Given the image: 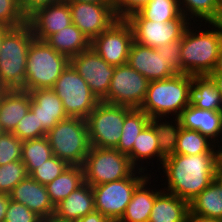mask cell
I'll use <instances>...</instances> for the list:
<instances>
[{
	"label": "cell",
	"mask_w": 222,
	"mask_h": 222,
	"mask_svg": "<svg viewBox=\"0 0 222 222\" xmlns=\"http://www.w3.org/2000/svg\"><path fill=\"white\" fill-rule=\"evenodd\" d=\"M220 162L219 153L174 154L161 165L163 175L167 179L161 184L167 183L166 188L161 189L190 203L214 181L215 171Z\"/></svg>",
	"instance_id": "1"
},
{
	"label": "cell",
	"mask_w": 222,
	"mask_h": 222,
	"mask_svg": "<svg viewBox=\"0 0 222 222\" xmlns=\"http://www.w3.org/2000/svg\"><path fill=\"white\" fill-rule=\"evenodd\" d=\"M210 27L211 30L205 27L204 31L200 25L194 30L192 23L185 30L180 50L182 73L205 76L214 70L222 47V22L208 23Z\"/></svg>",
	"instance_id": "2"
},
{
	"label": "cell",
	"mask_w": 222,
	"mask_h": 222,
	"mask_svg": "<svg viewBox=\"0 0 222 222\" xmlns=\"http://www.w3.org/2000/svg\"><path fill=\"white\" fill-rule=\"evenodd\" d=\"M35 39L28 24L11 28L0 48V90H24L27 52Z\"/></svg>",
	"instance_id": "3"
},
{
	"label": "cell",
	"mask_w": 222,
	"mask_h": 222,
	"mask_svg": "<svg viewBox=\"0 0 222 222\" xmlns=\"http://www.w3.org/2000/svg\"><path fill=\"white\" fill-rule=\"evenodd\" d=\"M192 75L177 73L173 77L151 81L140 109L150 118L178 117L189 105V87Z\"/></svg>",
	"instance_id": "4"
},
{
	"label": "cell",
	"mask_w": 222,
	"mask_h": 222,
	"mask_svg": "<svg viewBox=\"0 0 222 222\" xmlns=\"http://www.w3.org/2000/svg\"><path fill=\"white\" fill-rule=\"evenodd\" d=\"M70 64V58L57 52L46 41L34 39L27 52L24 91L53 88Z\"/></svg>",
	"instance_id": "5"
},
{
	"label": "cell",
	"mask_w": 222,
	"mask_h": 222,
	"mask_svg": "<svg viewBox=\"0 0 222 222\" xmlns=\"http://www.w3.org/2000/svg\"><path fill=\"white\" fill-rule=\"evenodd\" d=\"M54 156L69 166H82L90 150L86 120L68 117L46 133Z\"/></svg>",
	"instance_id": "6"
},
{
	"label": "cell",
	"mask_w": 222,
	"mask_h": 222,
	"mask_svg": "<svg viewBox=\"0 0 222 222\" xmlns=\"http://www.w3.org/2000/svg\"><path fill=\"white\" fill-rule=\"evenodd\" d=\"M84 182L90 186L129 177L136 168L130 158L116 148L90 147L82 165Z\"/></svg>",
	"instance_id": "7"
},
{
	"label": "cell",
	"mask_w": 222,
	"mask_h": 222,
	"mask_svg": "<svg viewBox=\"0 0 222 222\" xmlns=\"http://www.w3.org/2000/svg\"><path fill=\"white\" fill-rule=\"evenodd\" d=\"M148 175L136 169L127 178L93 186L95 211L106 216L111 222H119L136 187Z\"/></svg>",
	"instance_id": "8"
},
{
	"label": "cell",
	"mask_w": 222,
	"mask_h": 222,
	"mask_svg": "<svg viewBox=\"0 0 222 222\" xmlns=\"http://www.w3.org/2000/svg\"><path fill=\"white\" fill-rule=\"evenodd\" d=\"M127 106L100 101L85 119L90 146L115 148L120 140Z\"/></svg>",
	"instance_id": "9"
},
{
	"label": "cell",
	"mask_w": 222,
	"mask_h": 222,
	"mask_svg": "<svg viewBox=\"0 0 222 222\" xmlns=\"http://www.w3.org/2000/svg\"><path fill=\"white\" fill-rule=\"evenodd\" d=\"M52 89L62 100L68 117L86 119L100 102L71 64L61 73Z\"/></svg>",
	"instance_id": "10"
},
{
	"label": "cell",
	"mask_w": 222,
	"mask_h": 222,
	"mask_svg": "<svg viewBox=\"0 0 222 222\" xmlns=\"http://www.w3.org/2000/svg\"><path fill=\"white\" fill-rule=\"evenodd\" d=\"M150 81L128 63L115 66L107 97L103 102L113 105L140 108Z\"/></svg>",
	"instance_id": "11"
},
{
	"label": "cell",
	"mask_w": 222,
	"mask_h": 222,
	"mask_svg": "<svg viewBox=\"0 0 222 222\" xmlns=\"http://www.w3.org/2000/svg\"><path fill=\"white\" fill-rule=\"evenodd\" d=\"M126 20L132 27L134 41L152 48L182 38L185 30L192 23L183 14L169 22H154L135 12Z\"/></svg>",
	"instance_id": "12"
},
{
	"label": "cell",
	"mask_w": 222,
	"mask_h": 222,
	"mask_svg": "<svg viewBox=\"0 0 222 222\" xmlns=\"http://www.w3.org/2000/svg\"><path fill=\"white\" fill-rule=\"evenodd\" d=\"M134 41L133 30L126 19H118L91 41V47L108 64H127Z\"/></svg>",
	"instance_id": "13"
},
{
	"label": "cell",
	"mask_w": 222,
	"mask_h": 222,
	"mask_svg": "<svg viewBox=\"0 0 222 222\" xmlns=\"http://www.w3.org/2000/svg\"><path fill=\"white\" fill-rule=\"evenodd\" d=\"M70 64L87 82L99 101H103L107 97L115 66L103 60L92 47L71 57Z\"/></svg>",
	"instance_id": "14"
},
{
	"label": "cell",
	"mask_w": 222,
	"mask_h": 222,
	"mask_svg": "<svg viewBox=\"0 0 222 222\" xmlns=\"http://www.w3.org/2000/svg\"><path fill=\"white\" fill-rule=\"evenodd\" d=\"M72 23L90 41L99 36L118 20L113 4H96L89 2H68Z\"/></svg>",
	"instance_id": "15"
},
{
	"label": "cell",
	"mask_w": 222,
	"mask_h": 222,
	"mask_svg": "<svg viewBox=\"0 0 222 222\" xmlns=\"http://www.w3.org/2000/svg\"><path fill=\"white\" fill-rule=\"evenodd\" d=\"M128 65L146 79L157 81L173 77L178 72L155 48L133 41L128 55Z\"/></svg>",
	"instance_id": "16"
},
{
	"label": "cell",
	"mask_w": 222,
	"mask_h": 222,
	"mask_svg": "<svg viewBox=\"0 0 222 222\" xmlns=\"http://www.w3.org/2000/svg\"><path fill=\"white\" fill-rule=\"evenodd\" d=\"M35 39L46 41L51 35L72 24L71 11L67 1H61L40 8L27 18Z\"/></svg>",
	"instance_id": "17"
},
{
	"label": "cell",
	"mask_w": 222,
	"mask_h": 222,
	"mask_svg": "<svg viewBox=\"0 0 222 222\" xmlns=\"http://www.w3.org/2000/svg\"><path fill=\"white\" fill-rule=\"evenodd\" d=\"M9 197L17 203L24 204L41 218L54 215L55 206L50 201L46 186L30 175L12 189Z\"/></svg>",
	"instance_id": "18"
},
{
	"label": "cell",
	"mask_w": 222,
	"mask_h": 222,
	"mask_svg": "<svg viewBox=\"0 0 222 222\" xmlns=\"http://www.w3.org/2000/svg\"><path fill=\"white\" fill-rule=\"evenodd\" d=\"M30 109L36 114L39 125H42V137L59 121L68 118L62 100L52 88L29 91Z\"/></svg>",
	"instance_id": "19"
},
{
	"label": "cell",
	"mask_w": 222,
	"mask_h": 222,
	"mask_svg": "<svg viewBox=\"0 0 222 222\" xmlns=\"http://www.w3.org/2000/svg\"><path fill=\"white\" fill-rule=\"evenodd\" d=\"M179 120L183 128L197 130L216 146L218 143L220 144L222 139V112L202 110L193 105H188L182 111Z\"/></svg>",
	"instance_id": "20"
},
{
	"label": "cell",
	"mask_w": 222,
	"mask_h": 222,
	"mask_svg": "<svg viewBox=\"0 0 222 222\" xmlns=\"http://www.w3.org/2000/svg\"><path fill=\"white\" fill-rule=\"evenodd\" d=\"M31 95L24 90H0V126L12 133L30 110Z\"/></svg>",
	"instance_id": "21"
},
{
	"label": "cell",
	"mask_w": 222,
	"mask_h": 222,
	"mask_svg": "<svg viewBox=\"0 0 222 222\" xmlns=\"http://www.w3.org/2000/svg\"><path fill=\"white\" fill-rule=\"evenodd\" d=\"M95 211L92 186L84 182L68 197L55 205L54 215L60 219L76 222Z\"/></svg>",
	"instance_id": "22"
},
{
	"label": "cell",
	"mask_w": 222,
	"mask_h": 222,
	"mask_svg": "<svg viewBox=\"0 0 222 222\" xmlns=\"http://www.w3.org/2000/svg\"><path fill=\"white\" fill-rule=\"evenodd\" d=\"M152 176L149 174L133 192L130 203L119 222H148L155 198L163 191L148 188ZM150 181V182H149ZM149 184V186H148Z\"/></svg>",
	"instance_id": "23"
},
{
	"label": "cell",
	"mask_w": 222,
	"mask_h": 222,
	"mask_svg": "<svg viewBox=\"0 0 222 222\" xmlns=\"http://www.w3.org/2000/svg\"><path fill=\"white\" fill-rule=\"evenodd\" d=\"M189 212L187 201L162 191L155 198L148 222H186Z\"/></svg>",
	"instance_id": "24"
},
{
	"label": "cell",
	"mask_w": 222,
	"mask_h": 222,
	"mask_svg": "<svg viewBox=\"0 0 222 222\" xmlns=\"http://www.w3.org/2000/svg\"><path fill=\"white\" fill-rule=\"evenodd\" d=\"M189 105L202 110L222 112V98L208 76H193L189 87Z\"/></svg>",
	"instance_id": "25"
},
{
	"label": "cell",
	"mask_w": 222,
	"mask_h": 222,
	"mask_svg": "<svg viewBox=\"0 0 222 222\" xmlns=\"http://www.w3.org/2000/svg\"><path fill=\"white\" fill-rule=\"evenodd\" d=\"M46 42L57 52L69 58L91 47L89 38L84 35L74 23L51 35Z\"/></svg>",
	"instance_id": "26"
},
{
	"label": "cell",
	"mask_w": 222,
	"mask_h": 222,
	"mask_svg": "<svg viewBox=\"0 0 222 222\" xmlns=\"http://www.w3.org/2000/svg\"><path fill=\"white\" fill-rule=\"evenodd\" d=\"M150 123V117L140 108H130L126 112L121 137L115 147L121 153L126 154L133 165V145L137 136Z\"/></svg>",
	"instance_id": "27"
},
{
	"label": "cell",
	"mask_w": 222,
	"mask_h": 222,
	"mask_svg": "<svg viewBox=\"0 0 222 222\" xmlns=\"http://www.w3.org/2000/svg\"><path fill=\"white\" fill-rule=\"evenodd\" d=\"M170 119L173 120L167 121L166 117L150 118V124L153 126L158 139L160 164H163L165 159L175 154L179 132L182 127L178 117L171 118L170 116Z\"/></svg>",
	"instance_id": "28"
},
{
	"label": "cell",
	"mask_w": 222,
	"mask_h": 222,
	"mask_svg": "<svg viewBox=\"0 0 222 222\" xmlns=\"http://www.w3.org/2000/svg\"><path fill=\"white\" fill-rule=\"evenodd\" d=\"M178 4L181 13L190 22L193 20L197 24L199 21L198 24H204L202 27L207 26V23L222 22V7L218 0H178Z\"/></svg>",
	"instance_id": "29"
},
{
	"label": "cell",
	"mask_w": 222,
	"mask_h": 222,
	"mask_svg": "<svg viewBox=\"0 0 222 222\" xmlns=\"http://www.w3.org/2000/svg\"><path fill=\"white\" fill-rule=\"evenodd\" d=\"M84 183L82 166H69L52 182L46 185L47 193L53 205H57Z\"/></svg>",
	"instance_id": "30"
},
{
	"label": "cell",
	"mask_w": 222,
	"mask_h": 222,
	"mask_svg": "<svg viewBox=\"0 0 222 222\" xmlns=\"http://www.w3.org/2000/svg\"><path fill=\"white\" fill-rule=\"evenodd\" d=\"M190 213L205 218L222 220V192L213 181L189 203Z\"/></svg>",
	"instance_id": "31"
},
{
	"label": "cell",
	"mask_w": 222,
	"mask_h": 222,
	"mask_svg": "<svg viewBox=\"0 0 222 222\" xmlns=\"http://www.w3.org/2000/svg\"><path fill=\"white\" fill-rule=\"evenodd\" d=\"M147 159L148 160L157 159V162L159 161L158 139H157L156 132L150 123L137 136L136 141H134L133 166L137 170H141L145 172L147 170L146 168L147 166L144 167V165L142 164H144L145 161L147 163L148 162Z\"/></svg>",
	"instance_id": "32"
},
{
	"label": "cell",
	"mask_w": 222,
	"mask_h": 222,
	"mask_svg": "<svg viewBox=\"0 0 222 222\" xmlns=\"http://www.w3.org/2000/svg\"><path fill=\"white\" fill-rule=\"evenodd\" d=\"M217 146L197 130L181 127L175 154L198 155L201 153H219Z\"/></svg>",
	"instance_id": "33"
},
{
	"label": "cell",
	"mask_w": 222,
	"mask_h": 222,
	"mask_svg": "<svg viewBox=\"0 0 222 222\" xmlns=\"http://www.w3.org/2000/svg\"><path fill=\"white\" fill-rule=\"evenodd\" d=\"M52 156V148L46 136L25 140L22 143L21 161L26 166L28 175Z\"/></svg>",
	"instance_id": "34"
},
{
	"label": "cell",
	"mask_w": 222,
	"mask_h": 222,
	"mask_svg": "<svg viewBox=\"0 0 222 222\" xmlns=\"http://www.w3.org/2000/svg\"><path fill=\"white\" fill-rule=\"evenodd\" d=\"M138 12L154 22H169L182 15L178 0H151Z\"/></svg>",
	"instance_id": "35"
},
{
	"label": "cell",
	"mask_w": 222,
	"mask_h": 222,
	"mask_svg": "<svg viewBox=\"0 0 222 222\" xmlns=\"http://www.w3.org/2000/svg\"><path fill=\"white\" fill-rule=\"evenodd\" d=\"M27 176L26 166L21 160L0 165V193L9 194Z\"/></svg>",
	"instance_id": "36"
},
{
	"label": "cell",
	"mask_w": 222,
	"mask_h": 222,
	"mask_svg": "<svg viewBox=\"0 0 222 222\" xmlns=\"http://www.w3.org/2000/svg\"><path fill=\"white\" fill-rule=\"evenodd\" d=\"M27 24L20 0H0V25L17 28Z\"/></svg>",
	"instance_id": "37"
},
{
	"label": "cell",
	"mask_w": 222,
	"mask_h": 222,
	"mask_svg": "<svg viewBox=\"0 0 222 222\" xmlns=\"http://www.w3.org/2000/svg\"><path fill=\"white\" fill-rule=\"evenodd\" d=\"M69 165L59 159L57 156H52L44 163L39 165L30 176L42 185H47L58 177Z\"/></svg>",
	"instance_id": "38"
},
{
	"label": "cell",
	"mask_w": 222,
	"mask_h": 222,
	"mask_svg": "<svg viewBox=\"0 0 222 222\" xmlns=\"http://www.w3.org/2000/svg\"><path fill=\"white\" fill-rule=\"evenodd\" d=\"M22 143L15 134L3 132L0 134V165L21 160Z\"/></svg>",
	"instance_id": "39"
},
{
	"label": "cell",
	"mask_w": 222,
	"mask_h": 222,
	"mask_svg": "<svg viewBox=\"0 0 222 222\" xmlns=\"http://www.w3.org/2000/svg\"><path fill=\"white\" fill-rule=\"evenodd\" d=\"M12 133L21 141L40 138L42 137V125H39L36 114L30 109Z\"/></svg>",
	"instance_id": "40"
},
{
	"label": "cell",
	"mask_w": 222,
	"mask_h": 222,
	"mask_svg": "<svg viewBox=\"0 0 222 222\" xmlns=\"http://www.w3.org/2000/svg\"><path fill=\"white\" fill-rule=\"evenodd\" d=\"M41 219L24 204L10 199L4 222H41Z\"/></svg>",
	"instance_id": "41"
},
{
	"label": "cell",
	"mask_w": 222,
	"mask_h": 222,
	"mask_svg": "<svg viewBox=\"0 0 222 222\" xmlns=\"http://www.w3.org/2000/svg\"><path fill=\"white\" fill-rule=\"evenodd\" d=\"M182 45V38L175 40L169 44L156 47L158 53H162L163 57L168 60V63L178 72L182 73V62L180 50Z\"/></svg>",
	"instance_id": "42"
},
{
	"label": "cell",
	"mask_w": 222,
	"mask_h": 222,
	"mask_svg": "<svg viewBox=\"0 0 222 222\" xmlns=\"http://www.w3.org/2000/svg\"><path fill=\"white\" fill-rule=\"evenodd\" d=\"M151 0H114L113 10L118 19H127L131 14L138 12Z\"/></svg>",
	"instance_id": "43"
},
{
	"label": "cell",
	"mask_w": 222,
	"mask_h": 222,
	"mask_svg": "<svg viewBox=\"0 0 222 222\" xmlns=\"http://www.w3.org/2000/svg\"><path fill=\"white\" fill-rule=\"evenodd\" d=\"M61 1L64 0H20V5L24 15L28 18L36 10Z\"/></svg>",
	"instance_id": "44"
},
{
	"label": "cell",
	"mask_w": 222,
	"mask_h": 222,
	"mask_svg": "<svg viewBox=\"0 0 222 222\" xmlns=\"http://www.w3.org/2000/svg\"><path fill=\"white\" fill-rule=\"evenodd\" d=\"M76 222H111L106 216L100 212L94 211L86 216L82 217Z\"/></svg>",
	"instance_id": "45"
},
{
	"label": "cell",
	"mask_w": 222,
	"mask_h": 222,
	"mask_svg": "<svg viewBox=\"0 0 222 222\" xmlns=\"http://www.w3.org/2000/svg\"><path fill=\"white\" fill-rule=\"evenodd\" d=\"M10 202L9 194L0 193V222H4L8 204Z\"/></svg>",
	"instance_id": "46"
},
{
	"label": "cell",
	"mask_w": 222,
	"mask_h": 222,
	"mask_svg": "<svg viewBox=\"0 0 222 222\" xmlns=\"http://www.w3.org/2000/svg\"><path fill=\"white\" fill-rule=\"evenodd\" d=\"M186 222H222L221 219L205 218L189 212Z\"/></svg>",
	"instance_id": "47"
},
{
	"label": "cell",
	"mask_w": 222,
	"mask_h": 222,
	"mask_svg": "<svg viewBox=\"0 0 222 222\" xmlns=\"http://www.w3.org/2000/svg\"><path fill=\"white\" fill-rule=\"evenodd\" d=\"M208 76L215 83V86L219 90V93L222 98V73H210Z\"/></svg>",
	"instance_id": "48"
},
{
	"label": "cell",
	"mask_w": 222,
	"mask_h": 222,
	"mask_svg": "<svg viewBox=\"0 0 222 222\" xmlns=\"http://www.w3.org/2000/svg\"><path fill=\"white\" fill-rule=\"evenodd\" d=\"M214 181L218 184L222 192V162H220L216 168Z\"/></svg>",
	"instance_id": "49"
},
{
	"label": "cell",
	"mask_w": 222,
	"mask_h": 222,
	"mask_svg": "<svg viewBox=\"0 0 222 222\" xmlns=\"http://www.w3.org/2000/svg\"><path fill=\"white\" fill-rule=\"evenodd\" d=\"M67 2H89L96 4H113L114 0H65Z\"/></svg>",
	"instance_id": "50"
},
{
	"label": "cell",
	"mask_w": 222,
	"mask_h": 222,
	"mask_svg": "<svg viewBox=\"0 0 222 222\" xmlns=\"http://www.w3.org/2000/svg\"><path fill=\"white\" fill-rule=\"evenodd\" d=\"M211 73H222V47L217 58L216 66Z\"/></svg>",
	"instance_id": "51"
},
{
	"label": "cell",
	"mask_w": 222,
	"mask_h": 222,
	"mask_svg": "<svg viewBox=\"0 0 222 222\" xmlns=\"http://www.w3.org/2000/svg\"><path fill=\"white\" fill-rule=\"evenodd\" d=\"M41 222H72V221L63 220L56 217L55 215H51V216L42 218Z\"/></svg>",
	"instance_id": "52"
},
{
	"label": "cell",
	"mask_w": 222,
	"mask_h": 222,
	"mask_svg": "<svg viewBox=\"0 0 222 222\" xmlns=\"http://www.w3.org/2000/svg\"><path fill=\"white\" fill-rule=\"evenodd\" d=\"M11 28L7 27V26H1L0 25V48L2 46L3 43V38L4 35L10 30Z\"/></svg>",
	"instance_id": "53"
},
{
	"label": "cell",
	"mask_w": 222,
	"mask_h": 222,
	"mask_svg": "<svg viewBox=\"0 0 222 222\" xmlns=\"http://www.w3.org/2000/svg\"><path fill=\"white\" fill-rule=\"evenodd\" d=\"M222 139H221V142H220V144H218V146H217V148H218V151H219V155H220V158L222 159Z\"/></svg>",
	"instance_id": "54"
},
{
	"label": "cell",
	"mask_w": 222,
	"mask_h": 222,
	"mask_svg": "<svg viewBox=\"0 0 222 222\" xmlns=\"http://www.w3.org/2000/svg\"><path fill=\"white\" fill-rule=\"evenodd\" d=\"M219 1V4L221 5V7H222V0H218Z\"/></svg>",
	"instance_id": "55"
}]
</instances>
